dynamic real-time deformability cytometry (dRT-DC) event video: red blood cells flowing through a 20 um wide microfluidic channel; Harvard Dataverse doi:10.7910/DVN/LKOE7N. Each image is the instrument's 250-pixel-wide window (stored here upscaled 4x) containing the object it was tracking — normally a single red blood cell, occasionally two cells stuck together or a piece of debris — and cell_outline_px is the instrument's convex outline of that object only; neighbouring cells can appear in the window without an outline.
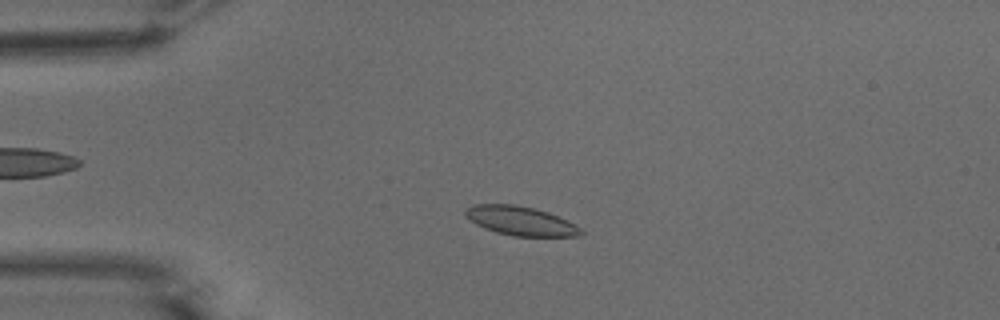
{"species": "common noctule bat (a hibernating species)", "species_latin": "Nyctalus noctula", "temperature_condition": "warm", "stored_images_in_passage": 52, "camera_frame_rate_fps": 3000, "um_per_image_px": 0.085, "animal": {"sex": "male", "body_mass_g": 15.6}, "frame": {"image": 1, "passage_image": 12, "time_ms": 3.667, "image_size_px": [1000, 320], "cell_outline_px": [[584, 236], [512, 236], [496, 232], [484, 228], [468, 220], [464, 212], [472, 204], [516, 204], [548, 212], [576, 224], [584, 232]], "centroid_in_image_um": [44.26, 18.78], "position_along_channel_um": 40.7, "area_um2": 19.65}}
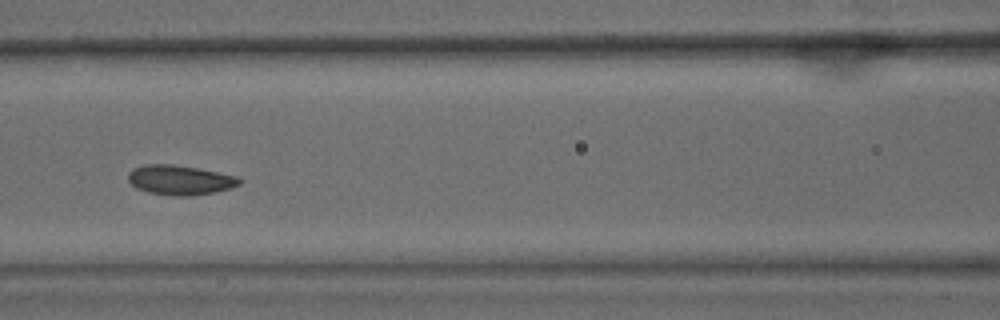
{"frame": {"image": 2, "passage_image": 23, "time_ms": 7.333, "image_size_px": [1000, 320], "cell_outline_px": [[240, 184], [216, 192], [192, 196], [176, 196], [148, 192], [136, 188], [128, 180], [128, 172], [132, 168], [144, 164], [172, 164], [196, 168], [236, 176], [240, 180]], "centroid_in_image_um": [15.24, 15.3], "position_along_channel_um": 151.4, "area_um2": 19.13}}
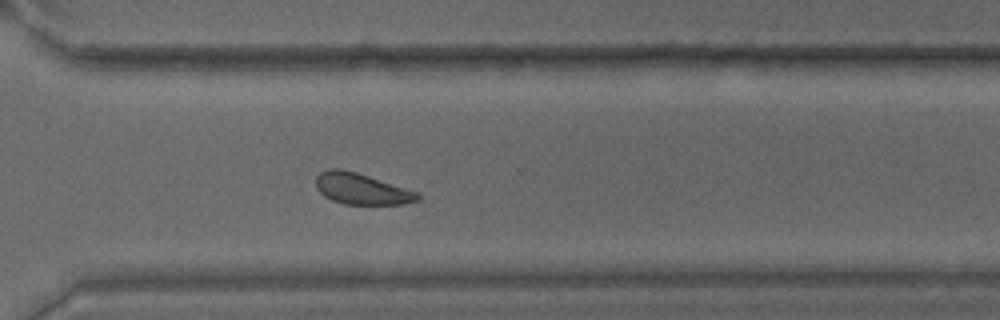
{"frame": {"image": 3, "passage_image": 38, "time_ms": 12.333, "image_size_px": [1000, 320], "cell_outline_px": [[420, 200], [404, 204], [344, 204], [332, 200], [324, 196], [316, 188], [316, 176], [320, 172], [332, 168], [340, 168], [356, 172], [420, 192]], "centroid_in_image_um": [30.75, 16.05], "position_along_channel_um": 339.9, "area_um2": 18.55}, "authors_computed_cell_mechanics": {"area_um2": 19.1607, "velocity_mm_per_s": 3.7859, "shape_relaxation_time_tau1_ms": 2.1473, "shape_relaxation_time_tau2_ms": 4.3041, "deformation_change_tau1": 0.0782, "deformation_change_tau2": 0.0936}}